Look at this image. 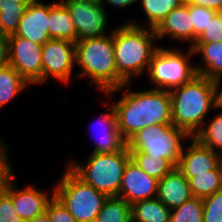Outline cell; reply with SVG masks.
<instances>
[{"label":"cell","instance_id":"31","mask_svg":"<svg viewBox=\"0 0 222 222\" xmlns=\"http://www.w3.org/2000/svg\"><path fill=\"white\" fill-rule=\"evenodd\" d=\"M203 222H222V190L202 199Z\"/></svg>","mask_w":222,"mask_h":222},{"label":"cell","instance_id":"9","mask_svg":"<svg viewBox=\"0 0 222 222\" xmlns=\"http://www.w3.org/2000/svg\"><path fill=\"white\" fill-rule=\"evenodd\" d=\"M73 19L77 41L98 38L106 33L108 14L100 0H61Z\"/></svg>","mask_w":222,"mask_h":222},{"label":"cell","instance_id":"36","mask_svg":"<svg viewBox=\"0 0 222 222\" xmlns=\"http://www.w3.org/2000/svg\"><path fill=\"white\" fill-rule=\"evenodd\" d=\"M9 35L0 31V67L8 65Z\"/></svg>","mask_w":222,"mask_h":222},{"label":"cell","instance_id":"41","mask_svg":"<svg viewBox=\"0 0 222 222\" xmlns=\"http://www.w3.org/2000/svg\"><path fill=\"white\" fill-rule=\"evenodd\" d=\"M216 15L220 18V20L222 22V7L219 8L218 10H216Z\"/></svg>","mask_w":222,"mask_h":222},{"label":"cell","instance_id":"2","mask_svg":"<svg viewBox=\"0 0 222 222\" xmlns=\"http://www.w3.org/2000/svg\"><path fill=\"white\" fill-rule=\"evenodd\" d=\"M172 124L191 137L206 124L205 117L216 109V86L213 79L200 74L186 84L170 90Z\"/></svg>","mask_w":222,"mask_h":222},{"label":"cell","instance_id":"10","mask_svg":"<svg viewBox=\"0 0 222 222\" xmlns=\"http://www.w3.org/2000/svg\"><path fill=\"white\" fill-rule=\"evenodd\" d=\"M8 64L29 85L42 83V45L17 35L9 36Z\"/></svg>","mask_w":222,"mask_h":222},{"label":"cell","instance_id":"23","mask_svg":"<svg viewBox=\"0 0 222 222\" xmlns=\"http://www.w3.org/2000/svg\"><path fill=\"white\" fill-rule=\"evenodd\" d=\"M31 0H0V31L13 35Z\"/></svg>","mask_w":222,"mask_h":222},{"label":"cell","instance_id":"6","mask_svg":"<svg viewBox=\"0 0 222 222\" xmlns=\"http://www.w3.org/2000/svg\"><path fill=\"white\" fill-rule=\"evenodd\" d=\"M192 138L173 124L148 126L126 141L130 153H148L169 160L175 167L183 151V141Z\"/></svg>","mask_w":222,"mask_h":222},{"label":"cell","instance_id":"26","mask_svg":"<svg viewBox=\"0 0 222 222\" xmlns=\"http://www.w3.org/2000/svg\"><path fill=\"white\" fill-rule=\"evenodd\" d=\"M92 222H132L131 205L120 197H108Z\"/></svg>","mask_w":222,"mask_h":222},{"label":"cell","instance_id":"11","mask_svg":"<svg viewBox=\"0 0 222 222\" xmlns=\"http://www.w3.org/2000/svg\"><path fill=\"white\" fill-rule=\"evenodd\" d=\"M75 64V43L50 39L42 45V83L49 77L63 84L68 83Z\"/></svg>","mask_w":222,"mask_h":222},{"label":"cell","instance_id":"13","mask_svg":"<svg viewBox=\"0 0 222 222\" xmlns=\"http://www.w3.org/2000/svg\"><path fill=\"white\" fill-rule=\"evenodd\" d=\"M13 175L12 173L5 183V192L12 198L17 214L26 222L45 213L54 196V189L51 195L31 185L17 189Z\"/></svg>","mask_w":222,"mask_h":222},{"label":"cell","instance_id":"34","mask_svg":"<svg viewBox=\"0 0 222 222\" xmlns=\"http://www.w3.org/2000/svg\"><path fill=\"white\" fill-rule=\"evenodd\" d=\"M0 222H25L17 214L12 198L5 191L0 195Z\"/></svg>","mask_w":222,"mask_h":222},{"label":"cell","instance_id":"27","mask_svg":"<svg viewBox=\"0 0 222 222\" xmlns=\"http://www.w3.org/2000/svg\"><path fill=\"white\" fill-rule=\"evenodd\" d=\"M131 159L149 176L161 180L170 173L175 166L167 159L159 156H151L148 153H130Z\"/></svg>","mask_w":222,"mask_h":222},{"label":"cell","instance_id":"17","mask_svg":"<svg viewBox=\"0 0 222 222\" xmlns=\"http://www.w3.org/2000/svg\"><path fill=\"white\" fill-rule=\"evenodd\" d=\"M193 197L188 179L175 167L158 181L157 198L170 210Z\"/></svg>","mask_w":222,"mask_h":222},{"label":"cell","instance_id":"15","mask_svg":"<svg viewBox=\"0 0 222 222\" xmlns=\"http://www.w3.org/2000/svg\"><path fill=\"white\" fill-rule=\"evenodd\" d=\"M31 42L43 45L48 40V4L40 0H31L25 14L22 16L15 34Z\"/></svg>","mask_w":222,"mask_h":222},{"label":"cell","instance_id":"21","mask_svg":"<svg viewBox=\"0 0 222 222\" xmlns=\"http://www.w3.org/2000/svg\"><path fill=\"white\" fill-rule=\"evenodd\" d=\"M171 210L157 197L131 205L132 222H169Z\"/></svg>","mask_w":222,"mask_h":222},{"label":"cell","instance_id":"3","mask_svg":"<svg viewBox=\"0 0 222 222\" xmlns=\"http://www.w3.org/2000/svg\"><path fill=\"white\" fill-rule=\"evenodd\" d=\"M157 40L152 28L123 23L113 29L117 73L127 83L147 72L152 56L159 48L155 44Z\"/></svg>","mask_w":222,"mask_h":222},{"label":"cell","instance_id":"4","mask_svg":"<svg viewBox=\"0 0 222 222\" xmlns=\"http://www.w3.org/2000/svg\"><path fill=\"white\" fill-rule=\"evenodd\" d=\"M76 65L82 69L78 77L88 76L90 84L104 93L121 87L127 82L117 73L114 55L113 30L102 37L75 43Z\"/></svg>","mask_w":222,"mask_h":222},{"label":"cell","instance_id":"38","mask_svg":"<svg viewBox=\"0 0 222 222\" xmlns=\"http://www.w3.org/2000/svg\"><path fill=\"white\" fill-rule=\"evenodd\" d=\"M139 0H100L102 6L105 8V3L107 2L108 4H110L111 6L114 7H119V8H124L127 7L129 5H132L135 2H138Z\"/></svg>","mask_w":222,"mask_h":222},{"label":"cell","instance_id":"37","mask_svg":"<svg viewBox=\"0 0 222 222\" xmlns=\"http://www.w3.org/2000/svg\"><path fill=\"white\" fill-rule=\"evenodd\" d=\"M185 3L193 4L196 6H203L215 11L222 7V0H185Z\"/></svg>","mask_w":222,"mask_h":222},{"label":"cell","instance_id":"28","mask_svg":"<svg viewBox=\"0 0 222 222\" xmlns=\"http://www.w3.org/2000/svg\"><path fill=\"white\" fill-rule=\"evenodd\" d=\"M204 125L194 136L203 146L210 148L222 157V113ZM221 151H219V150ZM219 151V152H218ZM221 152V153H220Z\"/></svg>","mask_w":222,"mask_h":222},{"label":"cell","instance_id":"25","mask_svg":"<svg viewBox=\"0 0 222 222\" xmlns=\"http://www.w3.org/2000/svg\"><path fill=\"white\" fill-rule=\"evenodd\" d=\"M27 85L28 82L11 65L0 67V109Z\"/></svg>","mask_w":222,"mask_h":222},{"label":"cell","instance_id":"35","mask_svg":"<svg viewBox=\"0 0 222 222\" xmlns=\"http://www.w3.org/2000/svg\"><path fill=\"white\" fill-rule=\"evenodd\" d=\"M0 139V186H5L8 177L14 173L7 154L8 145Z\"/></svg>","mask_w":222,"mask_h":222},{"label":"cell","instance_id":"18","mask_svg":"<svg viewBox=\"0 0 222 222\" xmlns=\"http://www.w3.org/2000/svg\"><path fill=\"white\" fill-rule=\"evenodd\" d=\"M107 108L109 112L102 113L101 118L99 117L96 121L101 125L102 131H99L101 136L95 140L97 143L91 153H114L121 151L126 146V141L118 130L116 112L112 103Z\"/></svg>","mask_w":222,"mask_h":222},{"label":"cell","instance_id":"16","mask_svg":"<svg viewBox=\"0 0 222 222\" xmlns=\"http://www.w3.org/2000/svg\"><path fill=\"white\" fill-rule=\"evenodd\" d=\"M157 38L160 40L166 36L178 41L189 43L193 46V25L190 15V4H183L173 9L154 29Z\"/></svg>","mask_w":222,"mask_h":222},{"label":"cell","instance_id":"19","mask_svg":"<svg viewBox=\"0 0 222 222\" xmlns=\"http://www.w3.org/2000/svg\"><path fill=\"white\" fill-rule=\"evenodd\" d=\"M194 54L202 55V65H195L197 74L213 79L216 88L222 83V42L194 43Z\"/></svg>","mask_w":222,"mask_h":222},{"label":"cell","instance_id":"5","mask_svg":"<svg viewBox=\"0 0 222 222\" xmlns=\"http://www.w3.org/2000/svg\"><path fill=\"white\" fill-rule=\"evenodd\" d=\"M130 159L131 154L125 146L119 152L91 153L83 164L69 161L67 167L84 183L108 197H116Z\"/></svg>","mask_w":222,"mask_h":222},{"label":"cell","instance_id":"14","mask_svg":"<svg viewBox=\"0 0 222 222\" xmlns=\"http://www.w3.org/2000/svg\"><path fill=\"white\" fill-rule=\"evenodd\" d=\"M189 147L183 148L177 169L189 180L194 174L214 170L221 162L220 154L200 144L194 137ZM185 150V151H184Z\"/></svg>","mask_w":222,"mask_h":222},{"label":"cell","instance_id":"7","mask_svg":"<svg viewBox=\"0 0 222 222\" xmlns=\"http://www.w3.org/2000/svg\"><path fill=\"white\" fill-rule=\"evenodd\" d=\"M54 195L78 222H92L101 211L108 196L84 183L67 166L54 187Z\"/></svg>","mask_w":222,"mask_h":222},{"label":"cell","instance_id":"24","mask_svg":"<svg viewBox=\"0 0 222 222\" xmlns=\"http://www.w3.org/2000/svg\"><path fill=\"white\" fill-rule=\"evenodd\" d=\"M188 181L192 195L196 198L203 199L222 190V162L212 171L194 174Z\"/></svg>","mask_w":222,"mask_h":222},{"label":"cell","instance_id":"12","mask_svg":"<svg viewBox=\"0 0 222 222\" xmlns=\"http://www.w3.org/2000/svg\"><path fill=\"white\" fill-rule=\"evenodd\" d=\"M158 181L130 159L124 169L117 197L123 198L130 205L140 200L155 198L158 194Z\"/></svg>","mask_w":222,"mask_h":222},{"label":"cell","instance_id":"32","mask_svg":"<svg viewBox=\"0 0 222 222\" xmlns=\"http://www.w3.org/2000/svg\"><path fill=\"white\" fill-rule=\"evenodd\" d=\"M45 213L50 222H78L55 195L49 201Z\"/></svg>","mask_w":222,"mask_h":222},{"label":"cell","instance_id":"40","mask_svg":"<svg viewBox=\"0 0 222 222\" xmlns=\"http://www.w3.org/2000/svg\"><path fill=\"white\" fill-rule=\"evenodd\" d=\"M222 109V89L218 91L216 88V109Z\"/></svg>","mask_w":222,"mask_h":222},{"label":"cell","instance_id":"33","mask_svg":"<svg viewBox=\"0 0 222 222\" xmlns=\"http://www.w3.org/2000/svg\"><path fill=\"white\" fill-rule=\"evenodd\" d=\"M217 42H222V22L220 18L215 15L205 31L196 39L195 43Z\"/></svg>","mask_w":222,"mask_h":222},{"label":"cell","instance_id":"39","mask_svg":"<svg viewBox=\"0 0 222 222\" xmlns=\"http://www.w3.org/2000/svg\"><path fill=\"white\" fill-rule=\"evenodd\" d=\"M26 222H50L48 215L46 213H43L37 217H35L32 220L26 221Z\"/></svg>","mask_w":222,"mask_h":222},{"label":"cell","instance_id":"8","mask_svg":"<svg viewBox=\"0 0 222 222\" xmlns=\"http://www.w3.org/2000/svg\"><path fill=\"white\" fill-rule=\"evenodd\" d=\"M194 51L189 47L188 52L177 49L160 47L153 54L147 75L154 89L168 90L182 86L197 75L195 66L190 63Z\"/></svg>","mask_w":222,"mask_h":222},{"label":"cell","instance_id":"42","mask_svg":"<svg viewBox=\"0 0 222 222\" xmlns=\"http://www.w3.org/2000/svg\"><path fill=\"white\" fill-rule=\"evenodd\" d=\"M5 191V186H0V195Z\"/></svg>","mask_w":222,"mask_h":222},{"label":"cell","instance_id":"30","mask_svg":"<svg viewBox=\"0 0 222 222\" xmlns=\"http://www.w3.org/2000/svg\"><path fill=\"white\" fill-rule=\"evenodd\" d=\"M190 15L193 25V45L196 39L205 31L216 11L203 6L190 4Z\"/></svg>","mask_w":222,"mask_h":222},{"label":"cell","instance_id":"20","mask_svg":"<svg viewBox=\"0 0 222 222\" xmlns=\"http://www.w3.org/2000/svg\"><path fill=\"white\" fill-rule=\"evenodd\" d=\"M48 31L50 39L77 42V32L73 19L61 1L48 4Z\"/></svg>","mask_w":222,"mask_h":222},{"label":"cell","instance_id":"29","mask_svg":"<svg viewBox=\"0 0 222 222\" xmlns=\"http://www.w3.org/2000/svg\"><path fill=\"white\" fill-rule=\"evenodd\" d=\"M169 222H203L202 199L192 197L181 206L171 210Z\"/></svg>","mask_w":222,"mask_h":222},{"label":"cell","instance_id":"22","mask_svg":"<svg viewBox=\"0 0 222 222\" xmlns=\"http://www.w3.org/2000/svg\"><path fill=\"white\" fill-rule=\"evenodd\" d=\"M141 8L147 17L146 24L127 21L137 26L155 29L160 22L173 10L185 4V0H139Z\"/></svg>","mask_w":222,"mask_h":222},{"label":"cell","instance_id":"1","mask_svg":"<svg viewBox=\"0 0 222 222\" xmlns=\"http://www.w3.org/2000/svg\"><path fill=\"white\" fill-rule=\"evenodd\" d=\"M130 84L126 83L105 93L108 98L110 94L122 91L121 99L112 105L116 112L118 130L125 141L145 127L172 124L170 91L154 88L136 92L131 91V88L123 90Z\"/></svg>","mask_w":222,"mask_h":222}]
</instances>
